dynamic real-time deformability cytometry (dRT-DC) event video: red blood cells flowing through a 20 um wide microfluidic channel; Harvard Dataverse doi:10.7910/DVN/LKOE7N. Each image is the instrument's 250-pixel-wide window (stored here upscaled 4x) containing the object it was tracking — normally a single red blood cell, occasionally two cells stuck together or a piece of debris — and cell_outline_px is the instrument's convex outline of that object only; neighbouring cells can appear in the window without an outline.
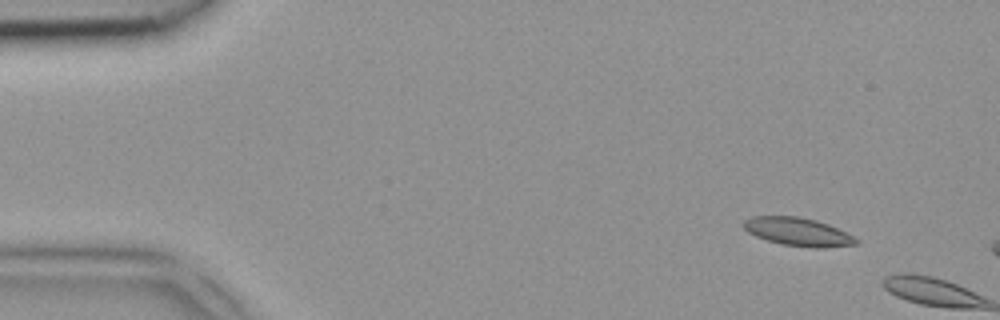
{"species": "common noctule bat (a hibernating species)", "species_latin": "Nyctalus noctula", "temperature_condition": "room temperature", "stored_images_in_passage": 2, "camera_frame_rate_fps": 3000, "um_per_image_px": 0.085, "animal": {"sex": "female", "body_mass_g": 18.4}, "frame": {"image": 1, "passage_image": 1, "time_ms": 0.0, "image_size_px": [1000, 320], "cell_outline_px": [[860, 244], [824, 248], [812, 248], [780, 244], [756, 236], [748, 232], [740, 224], [744, 220], [752, 216], [796, 216], [816, 220], [828, 224], [860, 240]], "centroid_in_image_um": [67.82, 19.71], "position_along_channel_um": 17.2, "area_um2": 18.61}}